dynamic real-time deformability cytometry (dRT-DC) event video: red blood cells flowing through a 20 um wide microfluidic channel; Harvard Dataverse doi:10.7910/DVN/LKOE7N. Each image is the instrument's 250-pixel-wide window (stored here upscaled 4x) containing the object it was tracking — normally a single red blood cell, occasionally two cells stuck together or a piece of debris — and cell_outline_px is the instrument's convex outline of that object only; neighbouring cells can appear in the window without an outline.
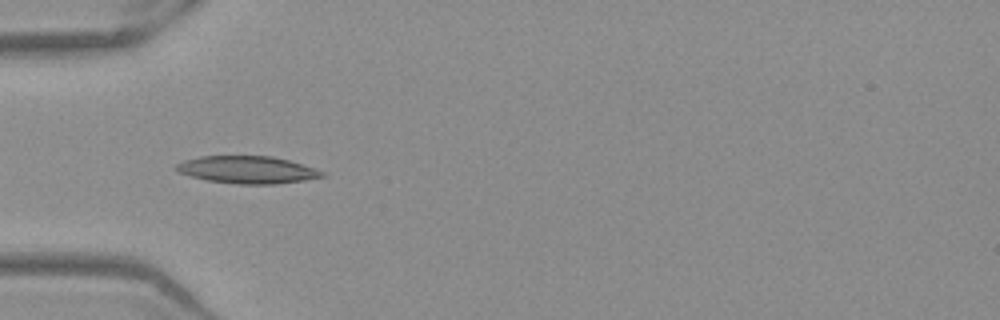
{"species": "Egyptian fruit bat (a non-hibernating species)", "species_latin": "Rousettus aegyptiacus", "temperature_condition": "warm", "stored_images_in_passage": 14, "camera_frame_rate_fps": 3000, "um_per_image_px": 0.085, "frame": {"image": 1, "passage_image": 3, "time_ms": 0.667, "image_size_px": [1000, 320], "cell_outline_px": [[328, 176], [304, 180], [272, 184], [236, 184], [208, 180], [176, 172], [176, 164], [184, 160], [200, 156], [272, 156], [288, 160], [324, 172]], "centroid_in_image_um": [21.0, 14.43], "position_along_channel_um": 64.0, "area_um2": 23.06}}
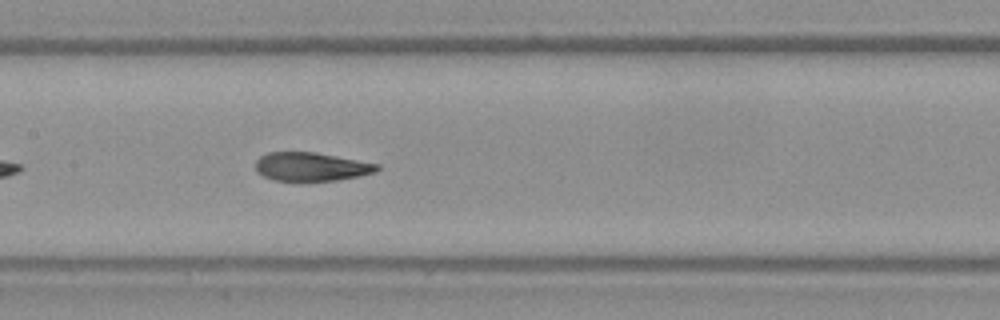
{"frame": {"image": 2, "passage_image": 12, "time_ms": 3.667, "image_size_px": [1000, 320], "cell_outline_px": [[380, 168], [376, 172], [336, 180], [276, 180], [264, 176], [256, 172], [256, 160], [260, 156], [268, 152], [316, 152], [380, 164]], "centroid_in_image_um": [26.45, 14.15], "position_along_channel_um": 180.9, "area_um2": 20.06}}